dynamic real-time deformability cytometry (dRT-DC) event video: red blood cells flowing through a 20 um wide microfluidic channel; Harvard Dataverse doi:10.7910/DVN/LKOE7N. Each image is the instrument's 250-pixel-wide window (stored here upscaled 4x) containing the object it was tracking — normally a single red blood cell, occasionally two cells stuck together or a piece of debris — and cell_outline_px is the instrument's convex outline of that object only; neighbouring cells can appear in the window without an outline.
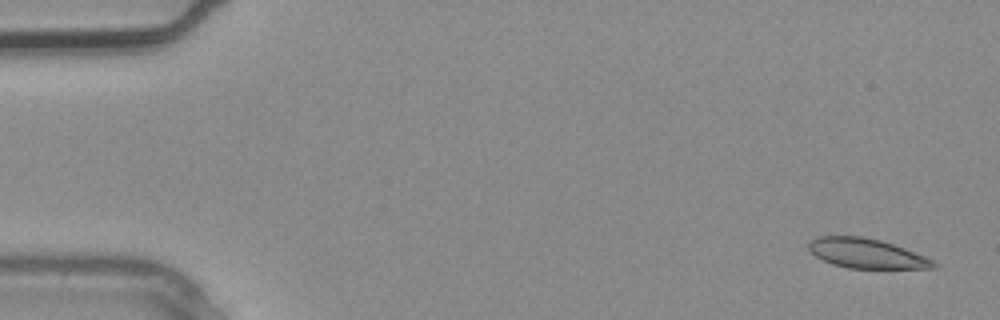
{"species": "common noctule bat (a hibernating species)", "species_latin": "Nyctalus noctula", "temperature_condition": "warm", "stored_images_in_passage": 3, "camera_frame_rate_fps": 3000, "um_per_image_px": 0.085, "animal": {"sex": "male", "body_mass_g": 20.4}, "frame": {"image": 1, "passage_image": 1, "time_ms": 0.0, "image_size_px": [1000, 320], "cell_outline_px": [[940, 264], [936, 268], [848, 268], [832, 264], [816, 256], [808, 248], [808, 244], [816, 236], [864, 236], [880, 240], [904, 248], [924, 256]], "centroid_in_image_um": [73.66, 21.54], "position_along_channel_um": 11.3, "area_um2": 21.44}}